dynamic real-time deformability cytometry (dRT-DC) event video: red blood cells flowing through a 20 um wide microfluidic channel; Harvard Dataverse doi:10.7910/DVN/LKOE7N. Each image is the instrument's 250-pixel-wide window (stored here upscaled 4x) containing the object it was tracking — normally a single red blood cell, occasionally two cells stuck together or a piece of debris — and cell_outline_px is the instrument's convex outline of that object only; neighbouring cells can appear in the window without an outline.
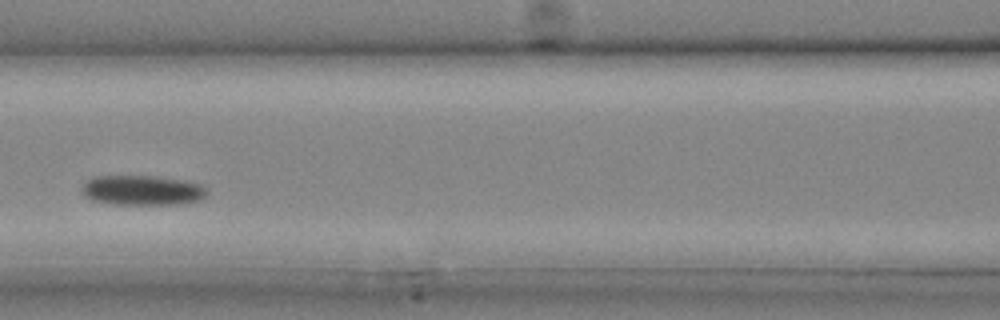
{"species": "common noctule bat (a hibernating species)", "species_latin": "Nyctalus noctula", "temperature_condition": "cold", "stored_images_in_passage": 6, "camera_frame_rate_fps": 3000, "um_per_image_px": 0.085, "animal": {"sex": "male", "body_mass_g": 20.4}, "frame": {"image": 1, "passage_image": 5, "time_ms": 1.333, "image_size_px": [1000, 320], "cell_outline_px": [[208, 192], [200, 200], [184, 204], [112, 204], [92, 200], [84, 196], [80, 188], [84, 180], [92, 176], [156, 176], [180, 180], [200, 184], [208, 188]], "centroid_in_image_um": [12.05, 16.17], "position_along_channel_um": 154.6, "area_um2": 22.08}}